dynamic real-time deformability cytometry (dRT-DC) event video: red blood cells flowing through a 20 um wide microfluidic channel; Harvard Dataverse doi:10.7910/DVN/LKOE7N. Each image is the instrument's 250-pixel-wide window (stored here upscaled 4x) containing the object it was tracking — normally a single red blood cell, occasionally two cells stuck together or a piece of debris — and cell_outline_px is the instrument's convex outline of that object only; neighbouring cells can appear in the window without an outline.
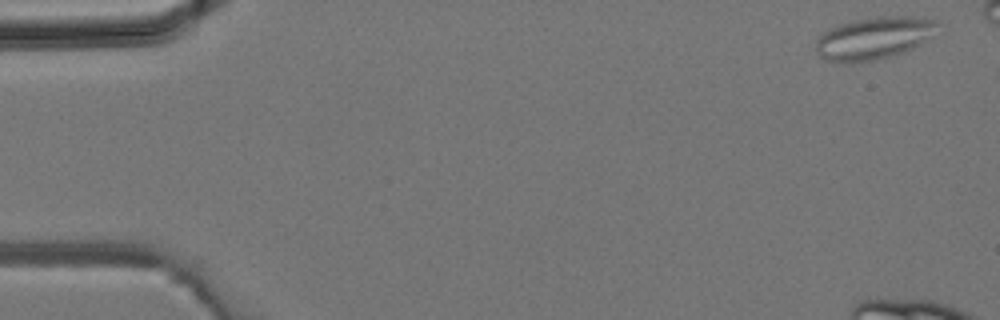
{"species": "common noctule bat (a hibernating species)", "species_latin": "Nyctalus noctula", "temperature_condition": "room temperature", "stored_images_in_passage": 5, "camera_frame_rate_fps": 3000, "um_per_image_px": 0.085, "animal": {"sex": "male", "body_mass_g": 19.2, "forearm_length_mm": 51.8}, "frame": {"image": 1, "passage_image": 1, "time_ms": 0.0, "image_size_px": [1000, 320], "cell_outline_px": [[940, 24], [924, 40], [912, 48], [888, 56], [872, 60], [824, 60], [816, 52], [816, 40], [820, 32], [840, 24], [852, 20], [876, 16], [912, 16], [936, 20]], "centroid_in_image_um": [74.23, 3.18], "position_along_channel_um": 10.8, "area_um2": 29.25}}